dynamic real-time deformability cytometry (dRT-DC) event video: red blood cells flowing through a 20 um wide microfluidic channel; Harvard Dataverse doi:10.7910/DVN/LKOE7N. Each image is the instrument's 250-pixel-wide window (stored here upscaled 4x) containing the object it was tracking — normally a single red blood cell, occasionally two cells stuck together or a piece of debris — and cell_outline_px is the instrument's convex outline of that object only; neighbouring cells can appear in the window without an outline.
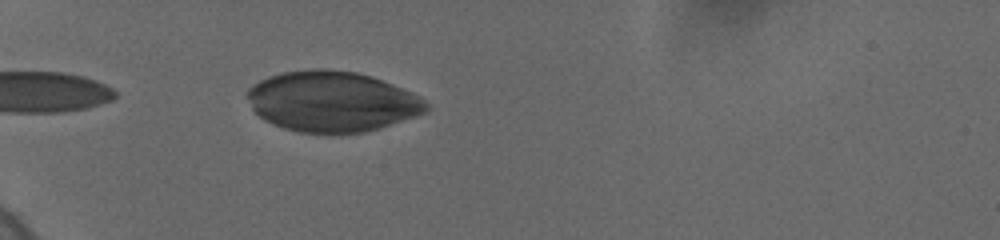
{"species": "human", "species_latin": "Homo sapiens", "temperature_condition": "cold", "stored_images_in_passage": 20, "camera_frame_rate_fps": 3000, "um_per_image_px": 0.085, "donor": {"sex": "female"}, "frame": {"image": 1, "passage_image": 1, "time_ms": 0.0, "image_size_px": [1000, 240], "cell_outline_px": [[428, 112], [416, 116], [364, 132], [300, 132], [284, 128], [264, 120], [252, 108], [248, 96], [248, 88], [260, 80], [268, 76], [284, 72], [316, 68], [328, 68], [356, 72], [372, 76], [412, 92], [420, 96], [428, 104]], "centroid_in_image_um": [28.24, 8.6], "position_along_channel_um": 56.8, "area_um2": 62.66}}
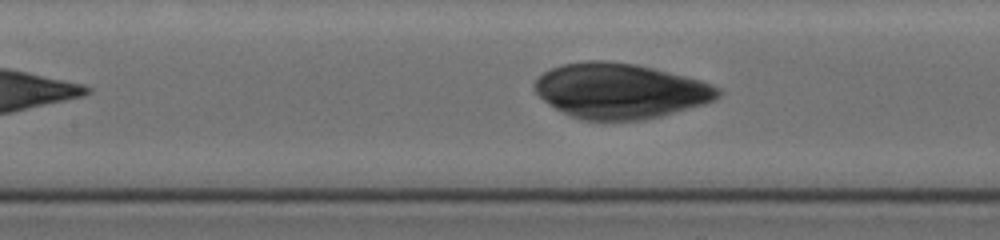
{"frame": {"image": 2, "passage_image": 9, "time_ms": 3.333, "image_size_px": [1000, 240], "cell_outline_px": [[720, 96], [704, 104], [660, 116], [640, 120], [584, 120], [572, 116], [556, 108], [544, 100], [536, 92], [532, 84], [536, 76], [560, 64], [588, 60], [612, 60], [636, 64], [700, 80], [720, 88]], "centroid_in_image_um": [52.67, 7.7], "position_along_channel_um": 154.7, "area_um2": 58.84}}
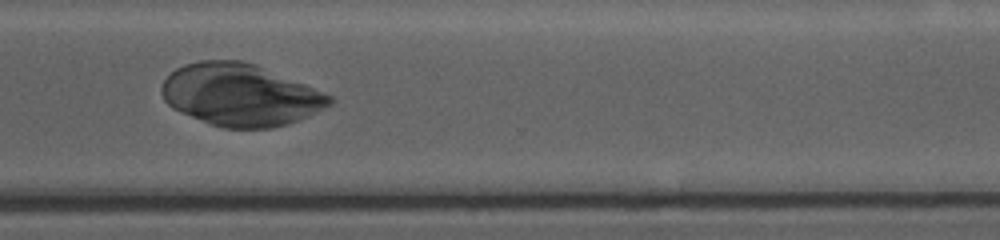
{"frame": {"image": 3, "passage_image": 18, "time_ms": 8.667, "image_size_px": [1000, 240], "cell_outline_px": [[336, 100], [332, 104], [308, 116], [288, 124], [272, 128], [224, 128], [212, 124], [172, 108], [164, 100], [160, 92], [160, 84], [176, 68], [184, 64], [200, 60], [244, 60], [256, 64], [304, 84], [332, 96]], "centroid_in_image_um": [20.41, 8.05], "position_along_channel_um": 350.2, "area_um2": 60.63}}